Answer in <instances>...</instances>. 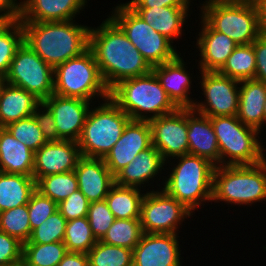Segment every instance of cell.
<instances>
[{
	"label": "cell",
	"instance_id": "6da1fadb",
	"mask_svg": "<svg viewBox=\"0 0 266 266\" xmlns=\"http://www.w3.org/2000/svg\"><path fill=\"white\" fill-rule=\"evenodd\" d=\"M89 49L109 90L122 80L152 71L139 50L109 16L97 28H90Z\"/></svg>",
	"mask_w": 266,
	"mask_h": 266
},
{
	"label": "cell",
	"instance_id": "7a4b0ae2",
	"mask_svg": "<svg viewBox=\"0 0 266 266\" xmlns=\"http://www.w3.org/2000/svg\"><path fill=\"white\" fill-rule=\"evenodd\" d=\"M75 21L21 22L24 42L55 68L89 49L91 27Z\"/></svg>",
	"mask_w": 266,
	"mask_h": 266
},
{
	"label": "cell",
	"instance_id": "3957f363",
	"mask_svg": "<svg viewBox=\"0 0 266 266\" xmlns=\"http://www.w3.org/2000/svg\"><path fill=\"white\" fill-rule=\"evenodd\" d=\"M173 159L178 162H165V166L168 163L169 166H174L168 168L172 170L167 175L168 178L163 176L162 189L194 214L200 206L204 207V203L209 201L212 205L213 173L216 166L205 158L191 154Z\"/></svg>",
	"mask_w": 266,
	"mask_h": 266
},
{
	"label": "cell",
	"instance_id": "277c9868",
	"mask_svg": "<svg viewBox=\"0 0 266 266\" xmlns=\"http://www.w3.org/2000/svg\"><path fill=\"white\" fill-rule=\"evenodd\" d=\"M109 98L131 120L150 121L177 109L153 71L120 81L109 90Z\"/></svg>",
	"mask_w": 266,
	"mask_h": 266
},
{
	"label": "cell",
	"instance_id": "5b68a950",
	"mask_svg": "<svg viewBox=\"0 0 266 266\" xmlns=\"http://www.w3.org/2000/svg\"><path fill=\"white\" fill-rule=\"evenodd\" d=\"M266 200V162L216 166L212 202L251 206ZM223 201V202H222Z\"/></svg>",
	"mask_w": 266,
	"mask_h": 266
},
{
	"label": "cell",
	"instance_id": "8992f818",
	"mask_svg": "<svg viewBox=\"0 0 266 266\" xmlns=\"http://www.w3.org/2000/svg\"><path fill=\"white\" fill-rule=\"evenodd\" d=\"M200 6V18L238 45L251 44L262 34L255 2L205 0Z\"/></svg>",
	"mask_w": 266,
	"mask_h": 266
},
{
	"label": "cell",
	"instance_id": "52a82bcc",
	"mask_svg": "<svg viewBox=\"0 0 266 266\" xmlns=\"http://www.w3.org/2000/svg\"><path fill=\"white\" fill-rule=\"evenodd\" d=\"M102 101L96 107L91 106L77 141L83 157L104 158L131 120L110 98Z\"/></svg>",
	"mask_w": 266,
	"mask_h": 266
},
{
	"label": "cell",
	"instance_id": "ba28073f",
	"mask_svg": "<svg viewBox=\"0 0 266 266\" xmlns=\"http://www.w3.org/2000/svg\"><path fill=\"white\" fill-rule=\"evenodd\" d=\"M209 118L217 136L220 166L253 165L264 161L266 148L259 137L262 133L243 124L237 115Z\"/></svg>",
	"mask_w": 266,
	"mask_h": 266
},
{
	"label": "cell",
	"instance_id": "9c48e42d",
	"mask_svg": "<svg viewBox=\"0 0 266 266\" xmlns=\"http://www.w3.org/2000/svg\"><path fill=\"white\" fill-rule=\"evenodd\" d=\"M54 94L92 103L95 96L103 100L109 98V89L90 49L54 68Z\"/></svg>",
	"mask_w": 266,
	"mask_h": 266
},
{
	"label": "cell",
	"instance_id": "30bf717a",
	"mask_svg": "<svg viewBox=\"0 0 266 266\" xmlns=\"http://www.w3.org/2000/svg\"><path fill=\"white\" fill-rule=\"evenodd\" d=\"M111 12L109 17L151 67L171 61L180 54L171 40L154 31L127 3L117 4Z\"/></svg>",
	"mask_w": 266,
	"mask_h": 266
},
{
	"label": "cell",
	"instance_id": "8fae6325",
	"mask_svg": "<svg viewBox=\"0 0 266 266\" xmlns=\"http://www.w3.org/2000/svg\"><path fill=\"white\" fill-rule=\"evenodd\" d=\"M3 81L23 88L42 102L54 93V68L23 42Z\"/></svg>",
	"mask_w": 266,
	"mask_h": 266
},
{
	"label": "cell",
	"instance_id": "7c38bea8",
	"mask_svg": "<svg viewBox=\"0 0 266 266\" xmlns=\"http://www.w3.org/2000/svg\"><path fill=\"white\" fill-rule=\"evenodd\" d=\"M192 215L182 203L160 188L146 191L141 202L143 233L178 234L180 225Z\"/></svg>",
	"mask_w": 266,
	"mask_h": 266
},
{
	"label": "cell",
	"instance_id": "4fadbf2b",
	"mask_svg": "<svg viewBox=\"0 0 266 266\" xmlns=\"http://www.w3.org/2000/svg\"><path fill=\"white\" fill-rule=\"evenodd\" d=\"M200 84L204 102L195 101L193 110L208 116H235L239 110L240 82L218 71H200Z\"/></svg>",
	"mask_w": 266,
	"mask_h": 266
},
{
	"label": "cell",
	"instance_id": "5bb4252c",
	"mask_svg": "<svg viewBox=\"0 0 266 266\" xmlns=\"http://www.w3.org/2000/svg\"><path fill=\"white\" fill-rule=\"evenodd\" d=\"M149 123L152 145L165 162L189 154L186 108H177L174 112L150 120Z\"/></svg>",
	"mask_w": 266,
	"mask_h": 266
},
{
	"label": "cell",
	"instance_id": "9a60e30c",
	"mask_svg": "<svg viewBox=\"0 0 266 266\" xmlns=\"http://www.w3.org/2000/svg\"><path fill=\"white\" fill-rule=\"evenodd\" d=\"M177 235L143 233L133 249V266H182Z\"/></svg>",
	"mask_w": 266,
	"mask_h": 266
},
{
	"label": "cell",
	"instance_id": "2e32d148",
	"mask_svg": "<svg viewBox=\"0 0 266 266\" xmlns=\"http://www.w3.org/2000/svg\"><path fill=\"white\" fill-rule=\"evenodd\" d=\"M152 145L149 121L130 120L119 140L103 158L110 172L115 176L131 163L141 151Z\"/></svg>",
	"mask_w": 266,
	"mask_h": 266
},
{
	"label": "cell",
	"instance_id": "e0dca14e",
	"mask_svg": "<svg viewBox=\"0 0 266 266\" xmlns=\"http://www.w3.org/2000/svg\"><path fill=\"white\" fill-rule=\"evenodd\" d=\"M81 157L76 141L47 142L35 152L33 178L37 183L47 175L74 171Z\"/></svg>",
	"mask_w": 266,
	"mask_h": 266
},
{
	"label": "cell",
	"instance_id": "ac0fdd59",
	"mask_svg": "<svg viewBox=\"0 0 266 266\" xmlns=\"http://www.w3.org/2000/svg\"><path fill=\"white\" fill-rule=\"evenodd\" d=\"M54 116L58 135L62 140L78 141L92 102L52 94L43 101Z\"/></svg>",
	"mask_w": 266,
	"mask_h": 266
},
{
	"label": "cell",
	"instance_id": "d6986e66",
	"mask_svg": "<svg viewBox=\"0 0 266 266\" xmlns=\"http://www.w3.org/2000/svg\"><path fill=\"white\" fill-rule=\"evenodd\" d=\"M180 56L181 53L171 61L152 67V71L177 108L192 109L196 101L190 97L192 77Z\"/></svg>",
	"mask_w": 266,
	"mask_h": 266
},
{
	"label": "cell",
	"instance_id": "ffe728a7",
	"mask_svg": "<svg viewBox=\"0 0 266 266\" xmlns=\"http://www.w3.org/2000/svg\"><path fill=\"white\" fill-rule=\"evenodd\" d=\"M200 20L201 31L195 45L200 52L198 69L219 71L238 44L224 33L213 30L202 18Z\"/></svg>",
	"mask_w": 266,
	"mask_h": 266
},
{
	"label": "cell",
	"instance_id": "44dd1931",
	"mask_svg": "<svg viewBox=\"0 0 266 266\" xmlns=\"http://www.w3.org/2000/svg\"><path fill=\"white\" fill-rule=\"evenodd\" d=\"M74 172L78 181V189L90 203L105 200L110 188L115 184V177L103 158L82 156Z\"/></svg>",
	"mask_w": 266,
	"mask_h": 266
},
{
	"label": "cell",
	"instance_id": "7402d4cb",
	"mask_svg": "<svg viewBox=\"0 0 266 266\" xmlns=\"http://www.w3.org/2000/svg\"><path fill=\"white\" fill-rule=\"evenodd\" d=\"M88 1L90 0H21L22 8L19 20L21 22L73 20L88 6Z\"/></svg>",
	"mask_w": 266,
	"mask_h": 266
},
{
	"label": "cell",
	"instance_id": "603a6c76",
	"mask_svg": "<svg viewBox=\"0 0 266 266\" xmlns=\"http://www.w3.org/2000/svg\"><path fill=\"white\" fill-rule=\"evenodd\" d=\"M164 167L165 161L163 160L160 152L151 145L146 150L141 151L131 163L121 169L114 176L115 184L119 186L144 189L143 186L146 187L147 183V186H151V181L153 179L155 180L157 175L161 176V174H163L161 173L162 169H167V167ZM149 182L151 183L149 184Z\"/></svg>",
	"mask_w": 266,
	"mask_h": 266
},
{
	"label": "cell",
	"instance_id": "cb8c5ba5",
	"mask_svg": "<svg viewBox=\"0 0 266 266\" xmlns=\"http://www.w3.org/2000/svg\"><path fill=\"white\" fill-rule=\"evenodd\" d=\"M187 127L189 154L220 166V151L211 119L193 109H187Z\"/></svg>",
	"mask_w": 266,
	"mask_h": 266
},
{
	"label": "cell",
	"instance_id": "d4e9b609",
	"mask_svg": "<svg viewBox=\"0 0 266 266\" xmlns=\"http://www.w3.org/2000/svg\"><path fill=\"white\" fill-rule=\"evenodd\" d=\"M238 119L261 133L264 128L266 83L256 79L240 81Z\"/></svg>",
	"mask_w": 266,
	"mask_h": 266
},
{
	"label": "cell",
	"instance_id": "484cf974",
	"mask_svg": "<svg viewBox=\"0 0 266 266\" xmlns=\"http://www.w3.org/2000/svg\"><path fill=\"white\" fill-rule=\"evenodd\" d=\"M40 102L23 88L0 80V126L32 116Z\"/></svg>",
	"mask_w": 266,
	"mask_h": 266
},
{
	"label": "cell",
	"instance_id": "4316f807",
	"mask_svg": "<svg viewBox=\"0 0 266 266\" xmlns=\"http://www.w3.org/2000/svg\"><path fill=\"white\" fill-rule=\"evenodd\" d=\"M35 152L15 139L5 128L0 129V171L33 177Z\"/></svg>",
	"mask_w": 266,
	"mask_h": 266
},
{
	"label": "cell",
	"instance_id": "83f0119b",
	"mask_svg": "<svg viewBox=\"0 0 266 266\" xmlns=\"http://www.w3.org/2000/svg\"><path fill=\"white\" fill-rule=\"evenodd\" d=\"M190 7H161L150 9H133L154 31L166 36L174 43L182 37V29ZM181 36V37H180Z\"/></svg>",
	"mask_w": 266,
	"mask_h": 266
},
{
	"label": "cell",
	"instance_id": "f1b7e54d",
	"mask_svg": "<svg viewBox=\"0 0 266 266\" xmlns=\"http://www.w3.org/2000/svg\"><path fill=\"white\" fill-rule=\"evenodd\" d=\"M35 190L33 177L0 171V212L28 204Z\"/></svg>",
	"mask_w": 266,
	"mask_h": 266
},
{
	"label": "cell",
	"instance_id": "f546056e",
	"mask_svg": "<svg viewBox=\"0 0 266 266\" xmlns=\"http://www.w3.org/2000/svg\"><path fill=\"white\" fill-rule=\"evenodd\" d=\"M136 187L114 184L105 201L115 219H140L141 202L145 193Z\"/></svg>",
	"mask_w": 266,
	"mask_h": 266
},
{
	"label": "cell",
	"instance_id": "4dcf8cb0",
	"mask_svg": "<svg viewBox=\"0 0 266 266\" xmlns=\"http://www.w3.org/2000/svg\"><path fill=\"white\" fill-rule=\"evenodd\" d=\"M255 71V52L251 43L246 45H238L218 72L240 82L254 79Z\"/></svg>",
	"mask_w": 266,
	"mask_h": 266
},
{
	"label": "cell",
	"instance_id": "1f68e13d",
	"mask_svg": "<svg viewBox=\"0 0 266 266\" xmlns=\"http://www.w3.org/2000/svg\"><path fill=\"white\" fill-rule=\"evenodd\" d=\"M24 42L20 20L0 21V80L6 76L17 49Z\"/></svg>",
	"mask_w": 266,
	"mask_h": 266
},
{
	"label": "cell",
	"instance_id": "d6a6232c",
	"mask_svg": "<svg viewBox=\"0 0 266 266\" xmlns=\"http://www.w3.org/2000/svg\"><path fill=\"white\" fill-rule=\"evenodd\" d=\"M67 252L63 241L23 243L22 262L24 266H57Z\"/></svg>",
	"mask_w": 266,
	"mask_h": 266
},
{
	"label": "cell",
	"instance_id": "836d02e7",
	"mask_svg": "<svg viewBox=\"0 0 266 266\" xmlns=\"http://www.w3.org/2000/svg\"><path fill=\"white\" fill-rule=\"evenodd\" d=\"M142 235L140 219H115L100 241L133 250Z\"/></svg>",
	"mask_w": 266,
	"mask_h": 266
},
{
	"label": "cell",
	"instance_id": "e575fe53",
	"mask_svg": "<svg viewBox=\"0 0 266 266\" xmlns=\"http://www.w3.org/2000/svg\"><path fill=\"white\" fill-rule=\"evenodd\" d=\"M36 189L59 204L78 189L74 171L47 175L36 183Z\"/></svg>",
	"mask_w": 266,
	"mask_h": 266
},
{
	"label": "cell",
	"instance_id": "d590c367",
	"mask_svg": "<svg viewBox=\"0 0 266 266\" xmlns=\"http://www.w3.org/2000/svg\"><path fill=\"white\" fill-rule=\"evenodd\" d=\"M64 244L67 251L87 254L97 243L87 217L67 221Z\"/></svg>",
	"mask_w": 266,
	"mask_h": 266
},
{
	"label": "cell",
	"instance_id": "8d00e7d4",
	"mask_svg": "<svg viewBox=\"0 0 266 266\" xmlns=\"http://www.w3.org/2000/svg\"><path fill=\"white\" fill-rule=\"evenodd\" d=\"M89 266H133V250L100 240L87 253Z\"/></svg>",
	"mask_w": 266,
	"mask_h": 266
},
{
	"label": "cell",
	"instance_id": "74e56055",
	"mask_svg": "<svg viewBox=\"0 0 266 266\" xmlns=\"http://www.w3.org/2000/svg\"><path fill=\"white\" fill-rule=\"evenodd\" d=\"M0 231L25 243L31 235L28 205L0 212Z\"/></svg>",
	"mask_w": 266,
	"mask_h": 266
},
{
	"label": "cell",
	"instance_id": "f35d334b",
	"mask_svg": "<svg viewBox=\"0 0 266 266\" xmlns=\"http://www.w3.org/2000/svg\"><path fill=\"white\" fill-rule=\"evenodd\" d=\"M66 223V218L57 210L32 230L29 240L25 243L48 244L64 241Z\"/></svg>",
	"mask_w": 266,
	"mask_h": 266
},
{
	"label": "cell",
	"instance_id": "ab89813d",
	"mask_svg": "<svg viewBox=\"0 0 266 266\" xmlns=\"http://www.w3.org/2000/svg\"><path fill=\"white\" fill-rule=\"evenodd\" d=\"M5 128L15 139L21 141L33 152L47 143L33 115L10 123Z\"/></svg>",
	"mask_w": 266,
	"mask_h": 266
},
{
	"label": "cell",
	"instance_id": "60d3db41",
	"mask_svg": "<svg viewBox=\"0 0 266 266\" xmlns=\"http://www.w3.org/2000/svg\"><path fill=\"white\" fill-rule=\"evenodd\" d=\"M92 234L97 241L101 240L113 224L115 217L105 200L91 202L87 212Z\"/></svg>",
	"mask_w": 266,
	"mask_h": 266
},
{
	"label": "cell",
	"instance_id": "b9f144b4",
	"mask_svg": "<svg viewBox=\"0 0 266 266\" xmlns=\"http://www.w3.org/2000/svg\"><path fill=\"white\" fill-rule=\"evenodd\" d=\"M28 205L31 232L57 211V203L37 189L32 193Z\"/></svg>",
	"mask_w": 266,
	"mask_h": 266
},
{
	"label": "cell",
	"instance_id": "7bdbcfd3",
	"mask_svg": "<svg viewBox=\"0 0 266 266\" xmlns=\"http://www.w3.org/2000/svg\"><path fill=\"white\" fill-rule=\"evenodd\" d=\"M90 202L85 195L77 189L65 200L57 204V210L66 218L67 221L87 217Z\"/></svg>",
	"mask_w": 266,
	"mask_h": 266
},
{
	"label": "cell",
	"instance_id": "ee69618b",
	"mask_svg": "<svg viewBox=\"0 0 266 266\" xmlns=\"http://www.w3.org/2000/svg\"><path fill=\"white\" fill-rule=\"evenodd\" d=\"M23 243L0 231V266L22 262Z\"/></svg>",
	"mask_w": 266,
	"mask_h": 266
},
{
	"label": "cell",
	"instance_id": "f6af8a7d",
	"mask_svg": "<svg viewBox=\"0 0 266 266\" xmlns=\"http://www.w3.org/2000/svg\"><path fill=\"white\" fill-rule=\"evenodd\" d=\"M33 116L47 142L62 140L58 135L52 111L43 101L36 106Z\"/></svg>",
	"mask_w": 266,
	"mask_h": 266
},
{
	"label": "cell",
	"instance_id": "bcb514c9",
	"mask_svg": "<svg viewBox=\"0 0 266 266\" xmlns=\"http://www.w3.org/2000/svg\"><path fill=\"white\" fill-rule=\"evenodd\" d=\"M256 71L255 78L266 83V34L262 33L253 43Z\"/></svg>",
	"mask_w": 266,
	"mask_h": 266
},
{
	"label": "cell",
	"instance_id": "7dc6e473",
	"mask_svg": "<svg viewBox=\"0 0 266 266\" xmlns=\"http://www.w3.org/2000/svg\"><path fill=\"white\" fill-rule=\"evenodd\" d=\"M191 0H131L126 2L132 9L161 7H189Z\"/></svg>",
	"mask_w": 266,
	"mask_h": 266
},
{
	"label": "cell",
	"instance_id": "c3c4849f",
	"mask_svg": "<svg viewBox=\"0 0 266 266\" xmlns=\"http://www.w3.org/2000/svg\"><path fill=\"white\" fill-rule=\"evenodd\" d=\"M22 2L17 0H0V21L19 20Z\"/></svg>",
	"mask_w": 266,
	"mask_h": 266
},
{
	"label": "cell",
	"instance_id": "681fc988",
	"mask_svg": "<svg viewBox=\"0 0 266 266\" xmlns=\"http://www.w3.org/2000/svg\"><path fill=\"white\" fill-rule=\"evenodd\" d=\"M57 266H89L88 255L68 251Z\"/></svg>",
	"mask_w": 266,
	"mask_h": 266
},
{
	"label": "cell",
	"instance_id": "f907efd6",
	"mask_svg": "<svg viewBox=\"0 0 266 266\" xmlns=\"http://www.w3.org/2000/svg\"><path fill=\"white\" fill-rule=\"evenodd\" d=\"M255 4L259 13L261 32L266 34V0H257Z\"/></svg>",
	"mask_w": 266,
	"mask_h": 266
},
{
	"label": "cell",
	"instance_id": "816d5d0a",
	"mask_svg": "<svg viewBox=\"0 0 266 266\" xmlns=\"http://www.w3.org/2000/svg\"><path fill=\"white\" fill-rule=\"evenodd\" d=\"M264 126L266 128V101H265V105H264Z\"/></svg>",
	"mask_w": 266,
	"mask_h": 266
},
{
	"label": "cell",
	"instance_id": "f5cc1de1",
	"mask_svg": "<svg viewBox=\"0 0 266 266\" xmlns=\"http://www.w3.org/2000/svg\"><path fill=\"white\" fill-rule=\"evenodd\" d=\"M7 266H24L23 262H19V263H14L11 265H7Z\"/></svg>",
	"mask_w": 266,
	"mask_h": 266
},
{
	"label": "cell",
	"instance_id": "db71d44e",
	"mask_svg": "<svg viewBox=\"0 0 266 266\" xmlns=\"http://www.w3.org/2000/svg\"><path fill=\"white\" fill-rule=\"evenodd\" d=\"M232 1H249V2H256L257 0H232Z\"/></svg>",
	"mask_w": 266,
	"mask_h": 266
},
{
	"label": "cell",
	"instance_id": "11a10c76",
	"mask_svg": "<svg viewBox=\"0 0 266 266\" xmlns=\"http://www.w3.org/2000/svg\"><path fill=\"white\" fill-rule=\"evenodd\" d=\"M264 161L266 162V152L264 153Z\"/></svg>",
	"mask_w": 266,
	"mask_h": 266
}]
</instances>
